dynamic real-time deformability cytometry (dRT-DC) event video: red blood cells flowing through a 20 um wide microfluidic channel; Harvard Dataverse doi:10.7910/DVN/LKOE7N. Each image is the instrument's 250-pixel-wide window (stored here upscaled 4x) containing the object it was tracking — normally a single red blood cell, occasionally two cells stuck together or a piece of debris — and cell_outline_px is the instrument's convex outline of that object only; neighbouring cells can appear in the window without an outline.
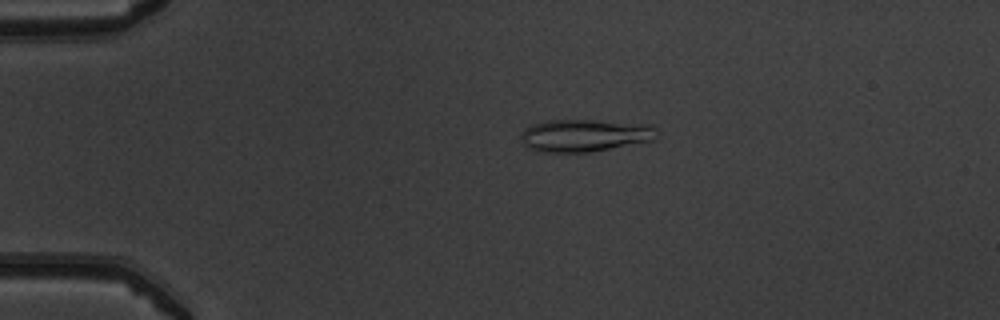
{"species": "common noctule bat (a hibernating species)", "species_latin": "Nyctalus noctula", "temperature_condition": "warm", "stored_images_in_passage": 52, "camera_frame_rate_fps": 3000, "um_per_image_px": 0.085, "animal": {"sex": "male", "body_mass_g": 19.5, "forearm_length_mm": 54.6}, "frame": {"image": 1, "passage_image": 12, "time_ms": 3.667, "image_size_px": [1000, 320], "cell_outline_px": [[660, 136], [652, 140], [592, 152], [540, 152], [528, 148], [520, 140], [524, 132], [532, 124], [544, 120], [600, 120], [652, 124], [656, 128]], "centroid_in_image_um": [49.76, 11.5], "position_along_channel_um": 35.2, "area_um2": 25.95}}
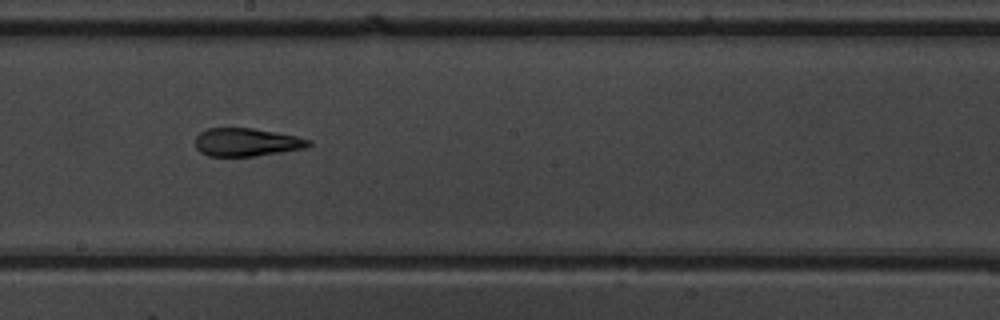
{"frame": {"image": 2, "passage_image": 30, "time_ms": 9.667, "image_size_px": [1000, 320], "cell_outline_px": [[312, 144], [304, 148], [256, 156], [208, 156], [200, 152], [196, 148], [196, 136], [200, 132], [208, 128], [252, 128], [296, 136], [312, 140]], "centroid_in_image_um": [20.95, 12.09], "position_along_channel_um": 227.3, "area_um2": 18.5}}
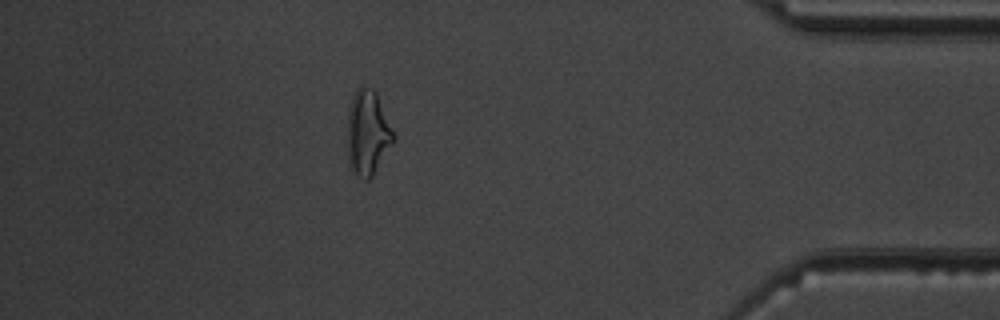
{"frame": {"image": 3, "passage_image": 46, "time_ms": 15.0, "image_size_px": [1000, 320], "cell_outline_px": [[396, 136], [392, 144], [372, 176], [368, 180], [364, 180], [356, 176], [348, 164], [348, 108], [352, 96], [356, 88], [360, 84], [364, 84], [372, 88], [376, 92]], "centroid_in_image_um": [31.24, 11.25], "position_along_channel_um": 404.0, "area_um2": 23.06}, "authors_computed_cell_mechanics": {"area_um2": 20.23, "velocity_mm_per_s": 4.0131, "shape_relaxation_time_tau1_ms": null, "shape_relaxation_time_tau2_ms": 2.5788, "deformation_change_tau1": null, "deformation_change_tau2": 0.1282}}